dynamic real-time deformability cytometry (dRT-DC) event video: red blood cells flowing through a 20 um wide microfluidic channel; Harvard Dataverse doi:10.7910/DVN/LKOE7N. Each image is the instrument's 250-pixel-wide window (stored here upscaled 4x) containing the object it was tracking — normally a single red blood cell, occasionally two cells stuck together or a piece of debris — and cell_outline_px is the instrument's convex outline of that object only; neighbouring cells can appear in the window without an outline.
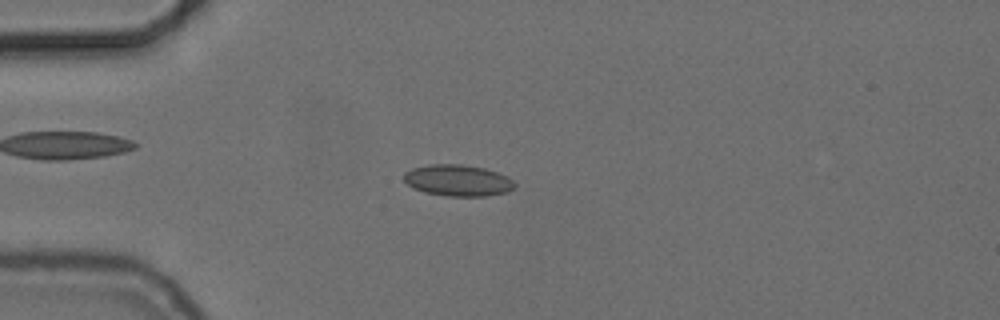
{"species": "common noctule bat (a hibernating species)", "species_latin": "Nyctalus noctula", "temperature_condition": "cold", "stored_images_in_passage": 55, "camera_frame_rate_fps": 3000, "um_per_image_px": 0.085, "animal": {"sex": "female", "body_mass_g": 24.6, "forearm_length_mm": 56.2}, "frame": {"image": 1, "passage_image": 14, "time_ms": 4.333, "image_size_px": [1000, 320], "cell_outline_px": [[516, 184], [508, 192], [488, 196], [444, 196], [424, 192], [412, 188], [404, 180], [404, 172], [412, 168], [428, 164], [460, 164], [484, 168], [508, 176]], "centroid_in_image_um": [38.9, 15.34], "position_along_channel_um": 46.1, "area_um2": 20.4}}
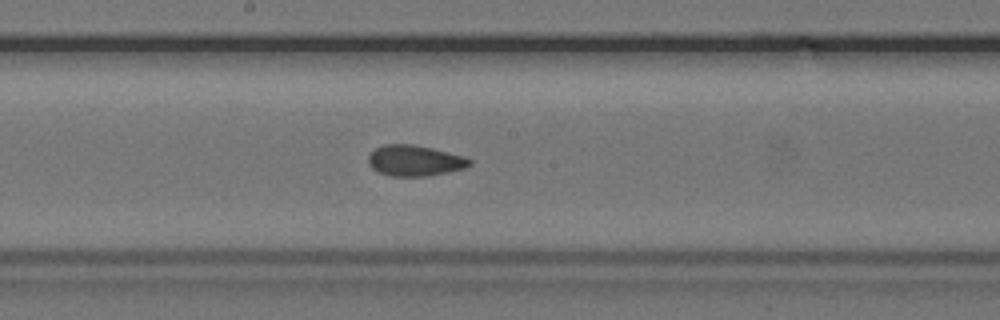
{"frame": {"image": 2, "passage_image": 29, "time_ms": 9.333, "image_size_px": [1000, 320], "cell_outline_px": [[472, 164], [464, 168], [448, 172], [428, 176], [392, 176], [376, 172], [368, 164], [368, 156], [376, 148], [384, 144], [412, 144], [432, 148], [464, 156], [472, 160]], "centroid_in_image_um": [35.24, 13.66], "position_along_channel_um": 213.0, "area_um2": 18.26}}
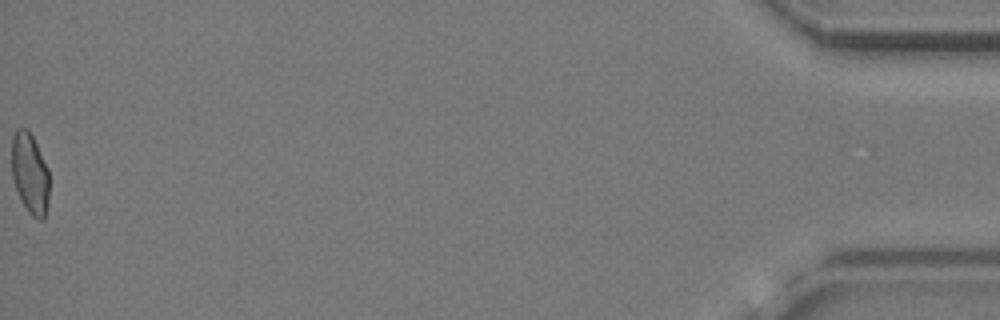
{"frame": {"image": 3, "passage_image": 55, "time_ms": 18.0, "image_size_px": [1000, 320], "cell_outline_px": [[48, 200], [44, 220], [40, 220], [32, 216], [28, 212], [20, 200], [12, 180], [12, 136], [16, 128], [28, 128], [48, 168]], "centroid_in_image_um": [2.52, 14.75], "position_along_channel_um": 432.7, "area_um2": 17.8}, "authors_computed_cell_mechanics": {"area_um2": 18.5538, "velocity_mm_per_s": 3.7203, "shape_relaxation_time_tau1_ms": null, "shape_relaxation_time_tau2_ms": 1.479, "deformation_change_tau1": null, "deformation_change_tau2": 0.0689}}